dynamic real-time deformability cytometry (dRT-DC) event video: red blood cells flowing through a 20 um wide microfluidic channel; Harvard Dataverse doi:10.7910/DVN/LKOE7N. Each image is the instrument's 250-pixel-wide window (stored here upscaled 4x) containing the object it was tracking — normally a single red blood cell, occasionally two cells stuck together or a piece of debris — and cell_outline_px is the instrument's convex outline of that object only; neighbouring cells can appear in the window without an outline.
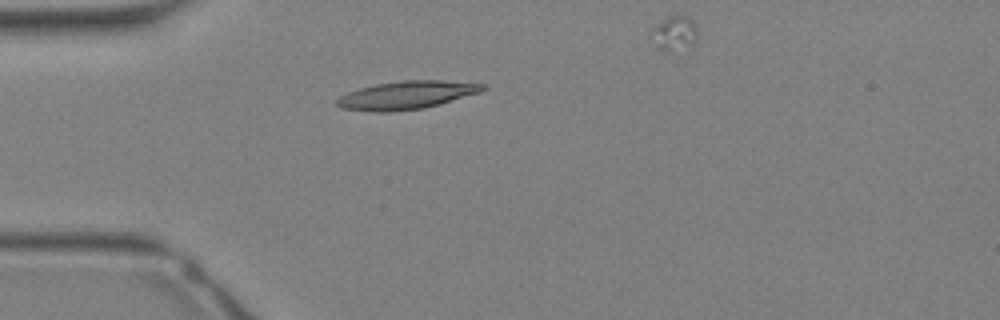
{"species": "Egyptian fruit bat (a non-hibernating species)", "species_latin": "Rousettus aegyptiacus", "temperature_condition": "warm", "stored_images_in_passage": 11, "camera_frame_rate_fps": 3000, "um_per_image_px": 0.085, "animal": {"sex": "female"}, "frame": {"image": 1, "passage_image": 7, "time_ms": 2.0, "image_size_px": [1000, 320], "cell_outline_px": [[488, 88], [480, 92], [440, 104], [424, 108], [388, 112], [376, 112], [344, 108], [336, 104], [336, 100], [340, 96], [348, 92], [360, 88], [376, 84], [404, 80], [444, 80], [488, 84]], "centroid_in_image_um": [34.62, 8.07], "position_along_channel_um": 50.4, "area_um2": 23.87}}
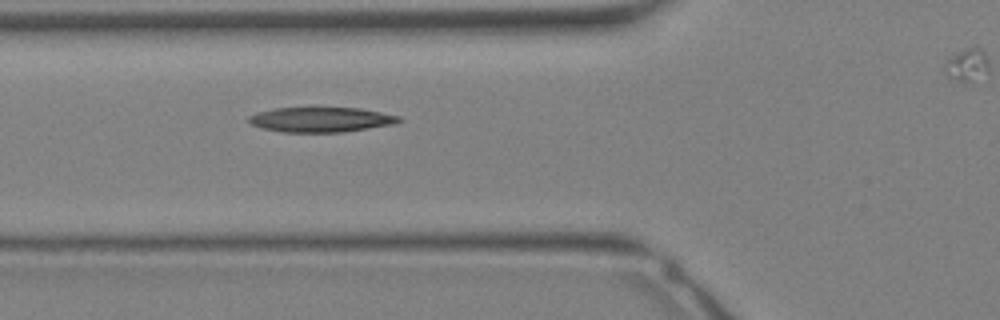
{"frame": {"image": 2, "passage_image": 10, "time_ms": 3.0, "image_size_px": [1000, 320], "cell_outline_px": [[400, 120], [396, 124], [344, 132], [280, 132], [260, 128], [252, 124], [248, 120], [248, 116], [256, 112], [272, 108], [360, 108], [400, 116]], "centroid_in_image_um": [27.25, 10.17], "position_along_channel_um": 98.5, "area_um2": 21.91}}